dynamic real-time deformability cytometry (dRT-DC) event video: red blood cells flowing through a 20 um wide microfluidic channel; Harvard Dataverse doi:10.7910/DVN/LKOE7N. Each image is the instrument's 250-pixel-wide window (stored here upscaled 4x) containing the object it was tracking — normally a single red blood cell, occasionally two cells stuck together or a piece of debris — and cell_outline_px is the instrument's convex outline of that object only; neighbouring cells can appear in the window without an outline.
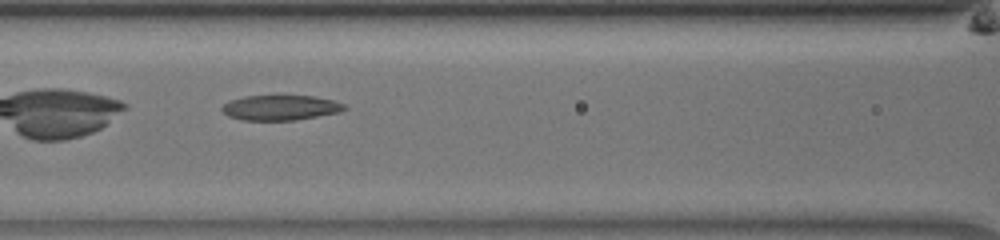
{"species": "common noctule bat (a hibernating species)", "species_latin": "Nyctalus noctula", "temperature_condition": "room temperature", "stored_images_in_passage": 33, "camera_frame_rate_fps": 3000, "um_per_image_px": 0.085, "animal": {"sex": "male", "body_mass_g": 13.0, "forearm_length_mm": 53.1}, "frame": {"image": 1, "passage_image": 6, "time_ms": 1.667, "image_size_px": [1000, 240], "cell_outline_px": [[348, 108], [340, 112], [296, 120], [244, 120], [228, 116], [220, 108], [228, 100], [244, 96], [312, 96], [332, 100], [344, 104]], "centroid_in_image_um": [23.82, 9.15], "position_along_channel_um": 142.8, "area_um2": 17.86}}
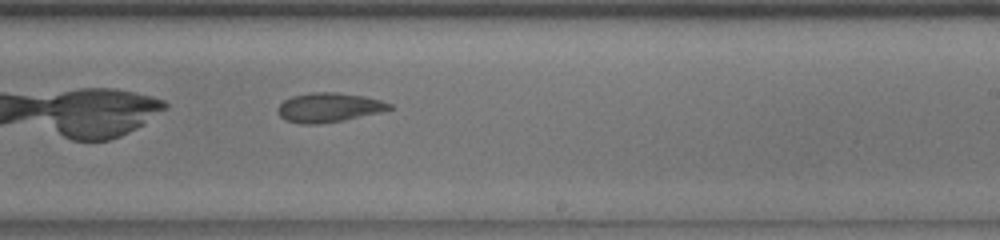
{"frame": {"image": 2, "passage_image": 15, "time_ms": 4.667, "image_size_px": [1000, 240], "cell_outline_px": [[396, 108], [380, 112], [344, 120], [320, 124], [300, 124], [284, 120], [280, 116], [276, 108], [284, 100], [292, 96], [312, 92], [336, 92], [364, 96], [380, 100], [392, 104]], "centroid_in_image_um": [27.95, 9.14], "position_along_channel_um": 261.1, "area_um2": 19.25}}
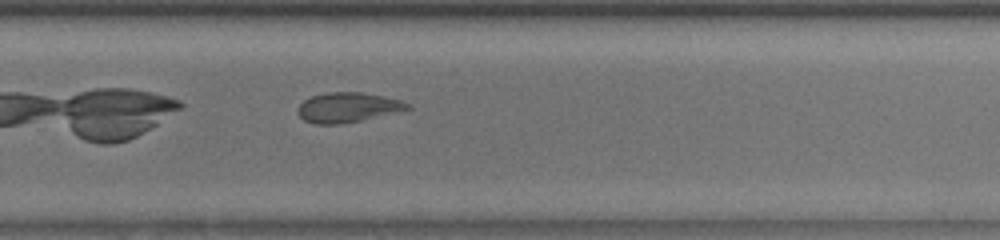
{"frame": {"image": 3, "passage_image": 18, "time_ms": 5.667, "image_size_px": [1000, 240], "cell_outline_px": [[412, 108], [396, 112], [360, 120], [340, 124], [316, 124], [304, 120], [296, 112], [300, 104], [304, 100], [312, 96], [328, 92], [360, 92], [384, 96], [400, 100], [412, 104]], "centroid_in_image_um": [29.56, 9.12], "position_along_channel_um": 300.2, "area_um2": 18.96}, "authors_computed_cell_mechanics": {"area_um2": 19.363, "velocity_mm_per_s": 3.9469, "shape_relaxation_time_tau1_ms": null, "shape_relaxation_time_tau2_ms": 4.1483, "deformation_change_tau1": null, "deformation_change_tau2": 0.0524}}